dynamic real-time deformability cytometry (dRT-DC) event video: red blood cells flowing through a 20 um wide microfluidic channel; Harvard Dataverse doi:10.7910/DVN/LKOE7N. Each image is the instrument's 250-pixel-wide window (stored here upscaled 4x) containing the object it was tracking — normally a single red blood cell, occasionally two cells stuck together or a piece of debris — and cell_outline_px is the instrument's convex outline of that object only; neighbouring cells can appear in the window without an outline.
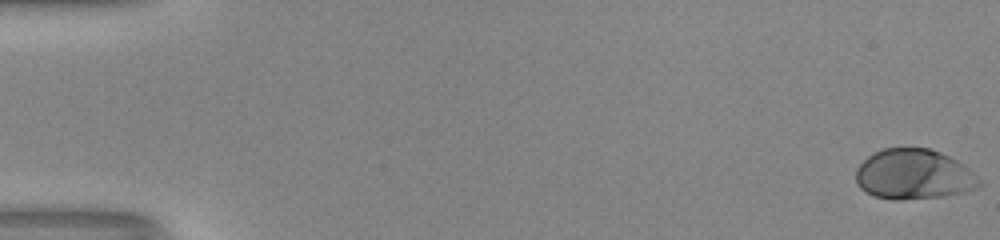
{"species": "human", "species_latin": "Homo sapiens", "temperature_condition": "room temperature", "stored_images_in_passage": 53, "camera_frame_rate_fps": 3000, "um_per_image_px": 0.085, "donor": {"sex": "male"}, "frame": {"image": 1, "passage_image": 1, "time_ms": 0.0, "image_size_px": [1000, 240], "cell_outline_px": [[980, 184], [964, 192], [944, 196], [896, 200], [876, 196], [864, 192], [856, 184], [856, 168], [868, 156], [884, 148], [928, 148], [940, 152], [964, 164], [980, 180]], "centroid_in_image_um": [77.63, 14.82], "position_along_channel_um": 7.4, "area_um2": 35.78}}
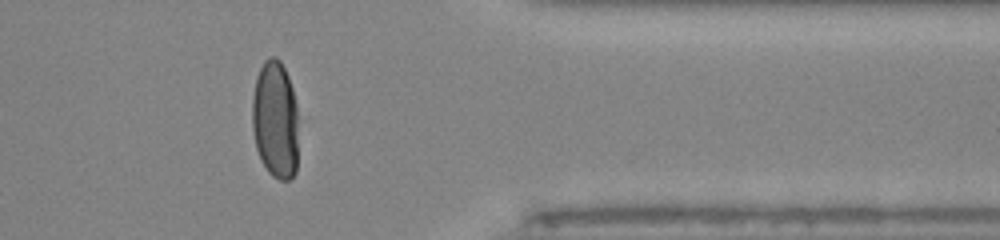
{"frame": {"image": 2, "passage_image": 44, "time_ms": 14.333, "image_size_px": [1000, 240], "cell_outline_px": [[296, 172], [288, 180], [280, 180], [272, 176], [268, 172], [256, 148], [252, 128], [252, 100], [256, 76], [264, 60], [268, 56], [276, 56], [280, 60], [288, 76], [292, 88], [296, 104]], "centroid_in_image_um": [23.37, 10.14], "position_along_channel_um": 388.0, "area_um2": 31.62}}
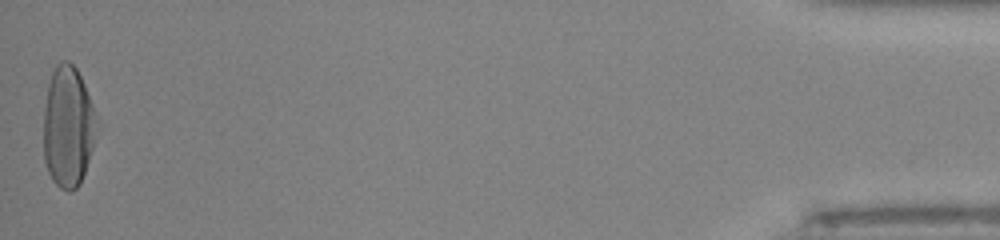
{"frame": {"image": 3, "passage_image": 53, "time_ms": 17.333, "image_size_px": [1000, 240], "cell_outline_px": [[100, 120], [92, 148], [80, 184], [72, 192], [68, 192], [60, 188], [52, 180], [48, 172], [44, 160], [44, 108], [48, 84], [52, 72], [56, 64], [60, 60], [68, 60], [76, 68], [84, 84]], "centroid_in_image_um": [5.79, 10.76], "position_along_channel_um": 429.4, "area_um2": 37.92}, "authors_computed_cell_mechanics": {"area_um2": 34.8534, "velocity_mm_per_s": 4.0425, "shape_relaxation_time_tau1_ms": 3.2762, "shape_relaxation_time_tau2_ms": null, "deformation_change_tau1": 0.207, "deformation_change_tau2": null}}